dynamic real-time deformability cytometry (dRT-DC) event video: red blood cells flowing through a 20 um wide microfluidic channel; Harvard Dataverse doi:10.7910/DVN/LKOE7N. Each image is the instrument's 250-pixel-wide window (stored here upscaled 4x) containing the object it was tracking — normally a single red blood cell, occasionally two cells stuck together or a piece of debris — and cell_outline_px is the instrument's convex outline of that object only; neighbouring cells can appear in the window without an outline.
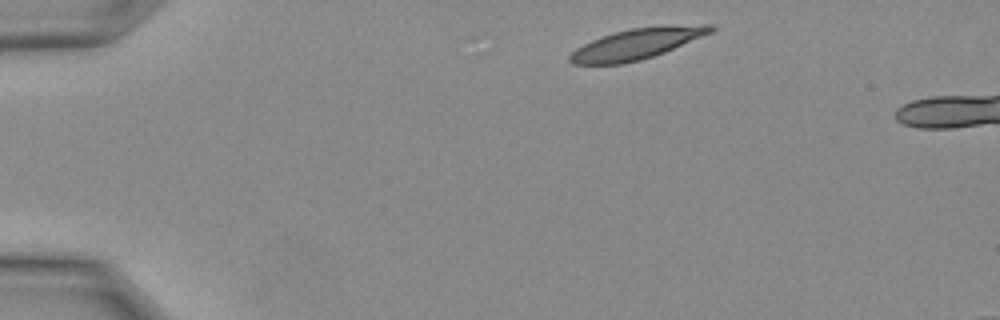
{"species": "Egyptian fruit bat (a non-hibernating species)", "species_latin": "Rousettus aegyptiacus", "temperature_condition": "warm", "stored_images_in_passage": 10, "camera_frame_rate_fps": 3000, "um_per_image_px": 0.085, "animal": {"sex": "female"}, "frame": {"image": 1, "passage_image": 1, "time_ms": 0.0, "image_size_px": [1000, 320], "cell_outline_px": [[716, 28], [712, 32], [664, 52], [640, 60], [624, 64], [572, 64], [568, 60], [568, 56], [576, 48], [592, 40], [616, 32], [632, 28], [704, 24], [716, 24]], "centroid_in_image_um": [54.12, 3.74], "position_along_channel_um": 30.9, "area_um2": 24.74}}
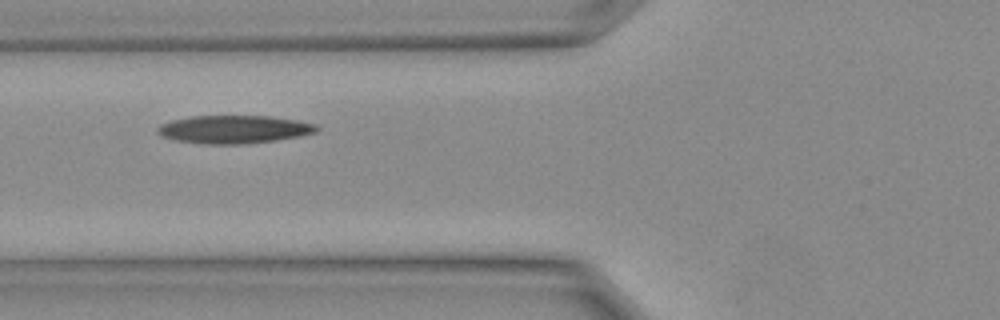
{"frame": {"image": 2, "passage_image": 7, "time_ms": 2.0, "image_size_px": [1000, 320], "cell_outline_px": [[320, 128], [316, 132], [300, 136], [276, 140], [244, 144], [200, 144], [176, 140], [164, 136], [160, 132], [160, 128], [164, 124], [172, 120], [192, 116], [268, 116], [296, 120], [316, 124]], "centroid_in_image_um": [19.97, 11.0], "position_along_channel_um": 105.8, "area_um2": 25.66}}
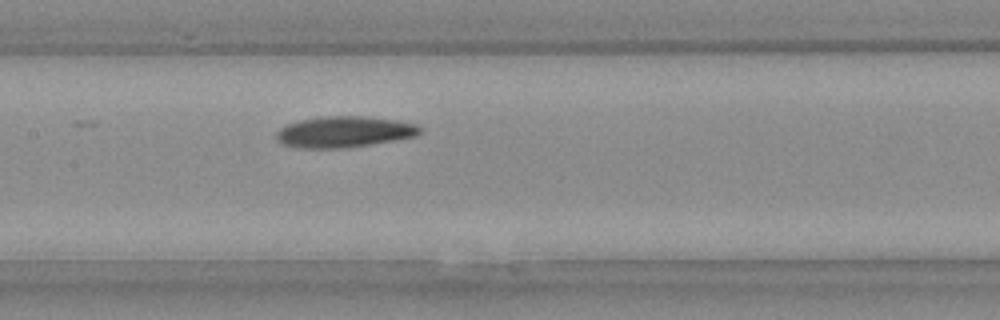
{"frame": {"image": 3, "passage_image": 10, "time_ms": 3.0, "image_size_px": [1000, 320], "cell_outline_px": [[420, 132], [416, 136], [368, 144], [340, 148], [300, 148], [284, 144], [276, 136], [276, 132], [280, 128], [288, 124], [300, 120], [320, 116], [368, 116], [396, 120], [416, 124], [420, 128]], "centroid_in_image_um": [29.24, 11.19], "position_along_channel_um": 178.2, "area_um2": 25.66}}